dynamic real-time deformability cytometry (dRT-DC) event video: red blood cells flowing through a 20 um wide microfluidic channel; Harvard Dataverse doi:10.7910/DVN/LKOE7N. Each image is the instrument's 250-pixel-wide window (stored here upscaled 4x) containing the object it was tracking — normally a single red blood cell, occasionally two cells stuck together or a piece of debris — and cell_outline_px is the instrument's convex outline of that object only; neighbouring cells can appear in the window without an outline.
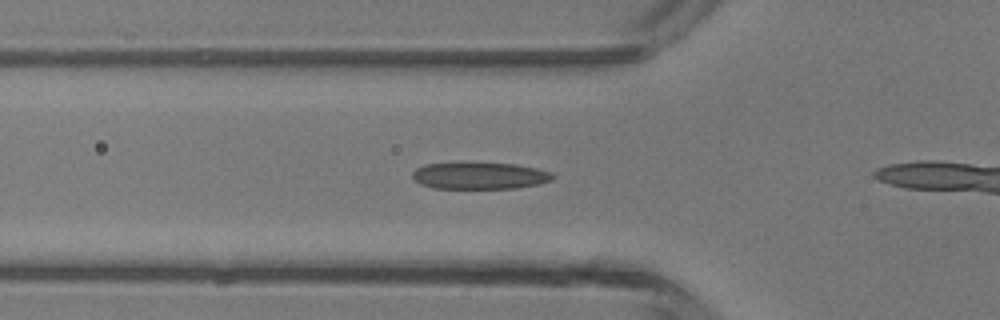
{"species": "common noctule bat (a hibernating species)", "species_latin": "Nyctalus noctula", "temperature_condition": "room temperature", "stored_images_in_passage": 9, "camera_frame_rate_fps": 3000, "um_per_image_px": 0.085, "animal": {"sex": "male", "body_mass_g": 13.3}, "frame": {"image": 1, "passage_image": 2, "time_ms": 0.333, "image_size_px": [1000, 320], "cell_outline_px": [[556, 176], [552, 180], [540, 184], [516, 188], [432, 188], [420, 184], [412, 176], [412, 172], [416, 168], [424, 164], [460, 160], [464, 160], [516, 164], [536, 168], [552, 172]], "centroid_in_image_um": [40.75, 14.89], "position_along_channel_um": 85.1, "area_um2": 23.0}}
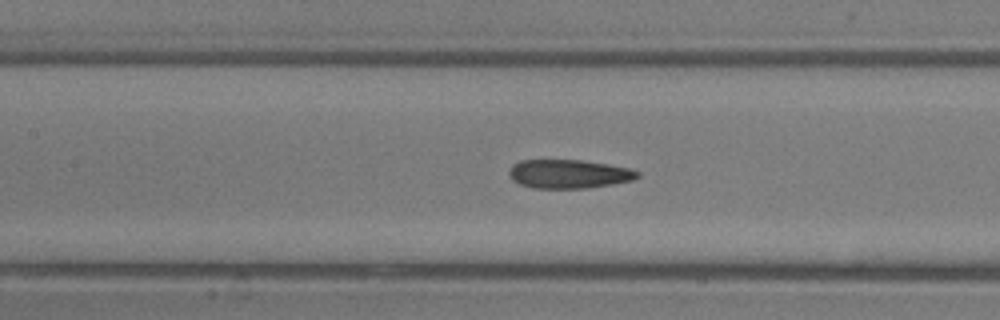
{"frame": {"image": 2, "passage_image": 7, "time_ms": 2.0, "image_size_px": [1000, 320], "cell_outline_px": [[640, 176], [632, 180], [612, 184], [588, 188], [532, 188], [520, 184], [512, 180], [508, 176], [508, 172], [512, 164], [520, 160], [580, 160], [608, 164], [628, 168], [640, 172]], "centroid_in_image_um": [48.31, 14.78], "position_along_channel_um": 159.1, "area_um2": 21.62}}